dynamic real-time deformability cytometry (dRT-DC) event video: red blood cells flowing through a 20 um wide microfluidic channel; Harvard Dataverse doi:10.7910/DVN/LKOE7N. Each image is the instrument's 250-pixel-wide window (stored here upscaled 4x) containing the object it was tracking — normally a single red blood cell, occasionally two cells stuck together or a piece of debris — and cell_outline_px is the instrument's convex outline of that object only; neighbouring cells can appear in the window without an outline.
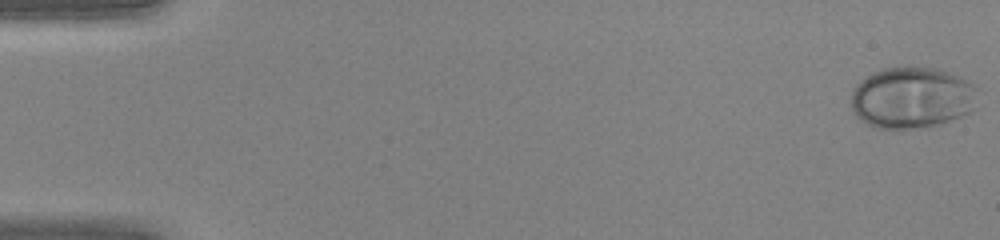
{"species": "human", "species_latin": "Homo sapiens", "temperature_condition": "warm", "stored_images_in_passage": 45, "camera_frame_rate_fps": 3000, "um_per_image_px": 0.085, "donor": {"sex": "female"}, "frame": {"image": 1, "passage_image": 1, "time_ms": 0.0, "image_size_px": [1000, 240], "cell_outline_px": [[976, 88], [968, 112], [960, 116], [940, 124], [924, 128], [896, 132], [872, 128], [856, 116], [852, 112], [852, 92], [856, 84], [864, 76], [872, 72], [884, 68], [940, 68], [960, 76], [972, 84]], "centroid_in_image_um": [77.41, 8.35], "position_along_channel_um": 7.6, "area_um2": 45.66}}
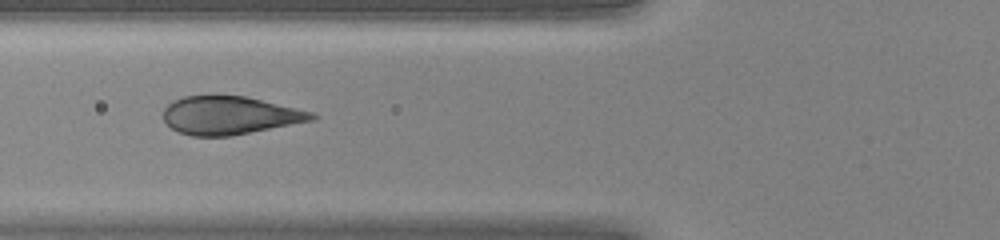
{"frame": {"image": 2, "passage_image": 18, "time_ms": 5.667, "image_size_px": [1000, 240], "cell_outline_px": [[320, 116], [316, 120], [232, 136], [192, 136], [180, 132], [172, 128], [164, 120], [164, 108], [172, 100], [184, 96], [244, 96], [312, 112]], "centroid_in_image_um": [19.55, 9.82], "position_along_channel_um": 106.3, "area_um2": 32.89}}
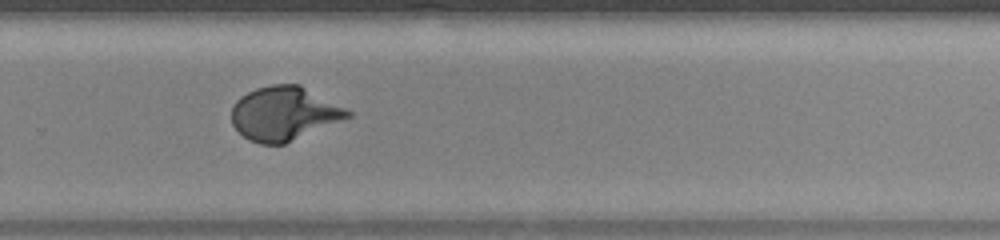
{"frame": {"image": 3, "passage_image": 31, "time_ms": 10.0, "image_size_px": [1000, 240], "cell_outline_px": [[352, 116], [284, 144], [260, 144], [248, 140], [232, 124], [232, 104], [240, 96], [256, 88], [272, 84], [300, 84], [352, 112]], "centroid_in_image_um": [24.12, 9.64], "position_along_channel_um": 305.7, "area_um2": 36.24}}